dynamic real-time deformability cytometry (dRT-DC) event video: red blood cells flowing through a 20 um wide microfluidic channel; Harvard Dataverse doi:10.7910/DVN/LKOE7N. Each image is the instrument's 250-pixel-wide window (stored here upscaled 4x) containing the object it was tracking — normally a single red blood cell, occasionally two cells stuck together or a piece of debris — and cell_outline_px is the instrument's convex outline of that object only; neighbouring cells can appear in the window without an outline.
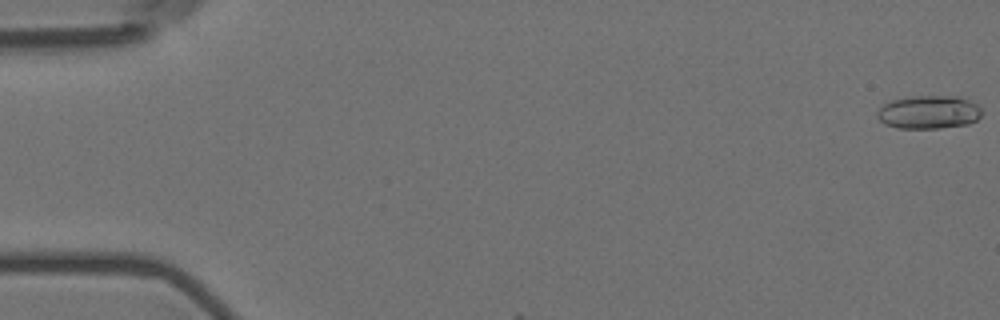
{"species": "Egyptian fruit bat (a non-hibernating species)", "species_latin": "Rousettus aegyptiacus", "temperature_condition": "room temperature", "stored_images_in_passage": 37, "segment_of_instrument_passage": [1, 2], "camera_frame_rate_fps": 3000, "um_per_image_px": 0.085, "animal": {"sex": "female"}, "frame": {"image": 1, "passage_image": 1, "time_ms": 0.0, "image_size_px": [1000, 320], "cell_outline_px": [[980, 116], [976, 120], [968, 124], [940, 128], [900, 128], [884, 124], [876, 116], [876, 112], [884, 104], [892, 100], [908, 96], [960, 96], [976, 104], [980, 108]], "centroid_in_image_um": [78.92, 9.53], "position_along_channel_um": 6.1, "area_um2": 20.29}}